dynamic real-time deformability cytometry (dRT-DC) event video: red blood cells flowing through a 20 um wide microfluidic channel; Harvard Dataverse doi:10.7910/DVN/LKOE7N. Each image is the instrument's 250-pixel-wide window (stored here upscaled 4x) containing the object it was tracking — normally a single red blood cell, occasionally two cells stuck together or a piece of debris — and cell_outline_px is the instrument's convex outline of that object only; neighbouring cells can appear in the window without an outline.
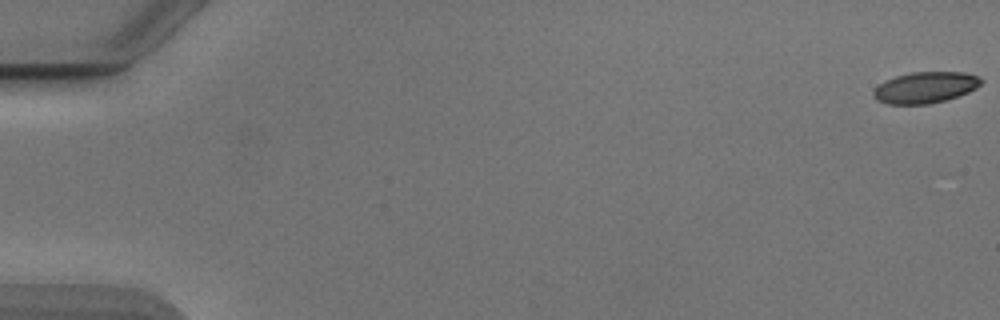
{"species": "Egyptian fruit bat (a non-hibernating species)", "species_latin": "Rousettus aegyptiacus", "temperature_condition": "cold", "stored_images_in_passage": 54, "camera_frame_rate_fps": 3000, "um_per_image_px": 0.085, "animal": {"sex": "male"}, "frame": {"image": 1, "passage_image": 1, "time_ms": 0.0, "image_size_px": [1000, 320], "cell_outline_px": [[984, 80], [976, 88], [968, 92], [944, 100], [928, 104], [888, 104], [876, 100], [872, 96], [872, 92], [884, 80], [896, 76], [912, 72], [964, 72], [980, 76]], "centroid_in_image_um": [78.64, 7.43], "position_along_channel_um": 6.4, "area_um2": 19.59}}
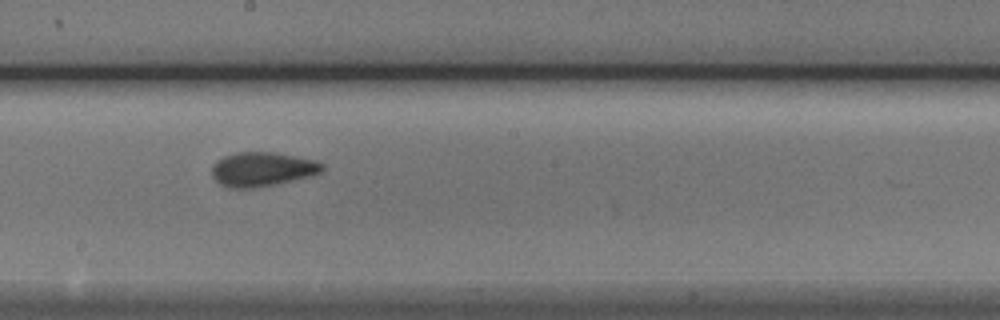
{"frame": {"image": 2, "passage_image": 31, "time_ms": 10.0, "image_size_px": [1000, 320], "cell_outline_px": [[324, 168], [320, 172], [308, 176], [276, 184], [252, 188], [228, 188], [220, 184], [212, 176], [212, 164], [216, 160], [224, 156], [236, 152], [276, 152], [316, 160], [324, 164]], "centroid_in_image_um": [22.26, 14.37], "position_along_channel_um": 225.9, "area_um2": 22.08}}
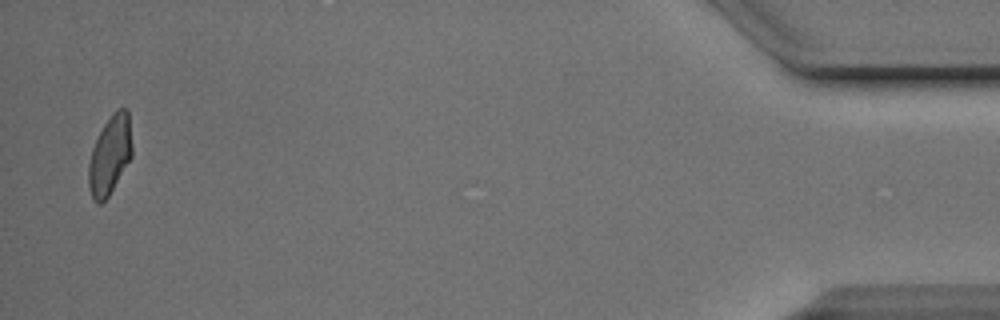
{"frame": {"image": 3, "passage_image": 53, "time_ms": 17.333, "image_size_px": [1000, 320], "cell_outline_px": [[132, 156], [108, 196], [100, 204], [96, 204], [88, 188], [88, 164], [92, 148], [104, 124], [112, 112], [116, 108], [128, 108], [132, 144]], "centroid_in_image_um": [9.34, 13.16], "position_along_channel_um": 425.9, "area_um2": 20.0}}